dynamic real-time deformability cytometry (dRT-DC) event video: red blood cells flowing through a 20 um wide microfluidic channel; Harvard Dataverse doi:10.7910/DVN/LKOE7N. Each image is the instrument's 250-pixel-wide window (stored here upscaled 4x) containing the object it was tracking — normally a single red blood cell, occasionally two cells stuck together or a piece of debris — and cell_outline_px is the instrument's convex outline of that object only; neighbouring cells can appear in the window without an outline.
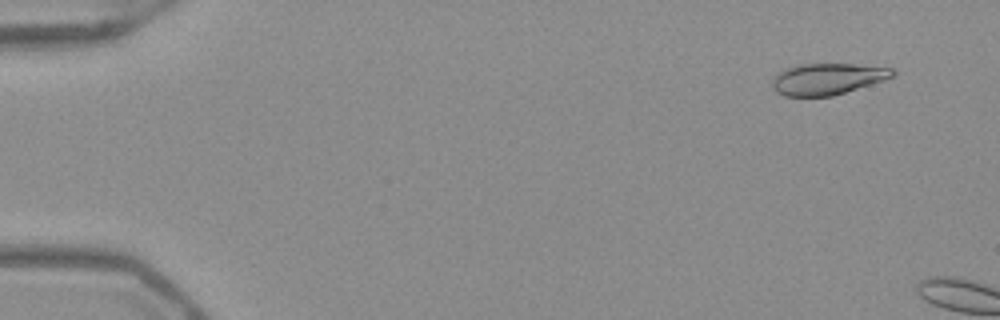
{"species": "Egyptian fruit bat (a non-hibernating species)", "species_latin": "Rousettus aegyptiacus", "temperature_condition": "warm", "stored_images_in_passage": 8, "camera_frame_rate_fps": 3000, "um_per_image_px": 0.085, "frame": {"image": 1, "passage_image": 4, "time_ms": 1.0, "image_size_px": [1000, 320], "cell_outline_px": [[896, 76], [884, 80], [832, 96], [784, 96], [776, 92], [772, 84], [772, 80], [776, 72], [784, 68], [800, 64], [852, 64], [892, 68], [896, 72]], "centroid_in_image_um": [70.31, 6.7], "position_along_channel_um": 14.7, "area_um2": 22.08}}